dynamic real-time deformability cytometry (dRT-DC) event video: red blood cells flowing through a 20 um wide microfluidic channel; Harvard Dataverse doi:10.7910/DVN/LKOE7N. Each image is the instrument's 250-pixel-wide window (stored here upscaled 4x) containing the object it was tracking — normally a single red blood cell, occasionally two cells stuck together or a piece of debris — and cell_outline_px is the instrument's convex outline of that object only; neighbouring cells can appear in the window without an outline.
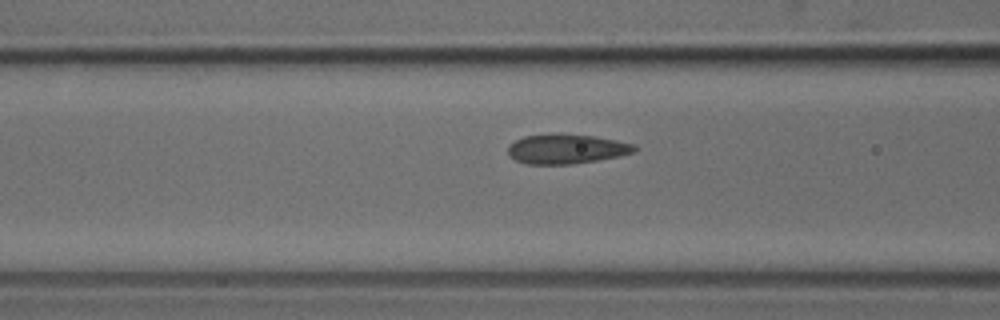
{"species": "common noctule bat (a hibernating species)", "species_latin": "Nyctalus noctula", "temperature_condition": "cold", "stored_images_in_passage": 14, "camera_frame_rate_fps": 3000, "um_per_image_px": 0.085, "animal": {"sex": "male", "body_mass_g": 18.8}, "frame": {"image": 1, "passage_image": 12, "time_ms": 3.667, "image_size_px": [1000, 320], "cell_outline_px": [[636, 152], [620, 156], [572, 164], [528, 164], [516, 160], [508, 156], [508, 144], [524, 136], [552, 132], [596, 136], [636, 144]], "centroid_in_image_um": [48.14, 12.64], "position_along_channel_um": 118.5, "area_um2": 22.25}}